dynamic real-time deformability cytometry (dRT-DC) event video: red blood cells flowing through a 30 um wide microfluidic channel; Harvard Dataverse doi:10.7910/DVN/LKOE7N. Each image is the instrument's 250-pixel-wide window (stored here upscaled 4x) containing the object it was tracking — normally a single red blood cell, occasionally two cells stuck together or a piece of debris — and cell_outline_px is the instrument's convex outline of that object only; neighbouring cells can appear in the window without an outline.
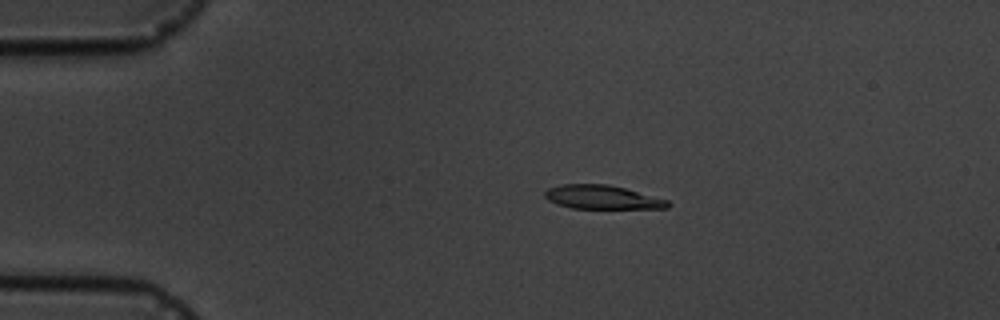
{"species": "common noctule bat (a hibernating species)", "species_latin": "Nyctalus noctula", "temperature_condition": "cold", "stored_images_in_passage": 4, "camera_frame_rate_fps": 3000, "um_per_image_px": 0.085, "animal": {"sex": "male", "body_mass_g": 19.5, "forearm_length_mm": 54.6}, "frame": {"image": 1, "passage_image": 2, "time_ms": 2.0, "image_size_px": [1000, 320], "cell_outline_px": [[672, 204], [668, 208], [572, 208], [556, 204], [548, 200], [544, 196], [544, 192], [548, 188], [560, 184], [608, 184], [624, 188], [668, 200]], "centroid_in_image_um": [51.16, 16.76], "position_along_channel_um": 33.8, "area_um2": 16.99}}
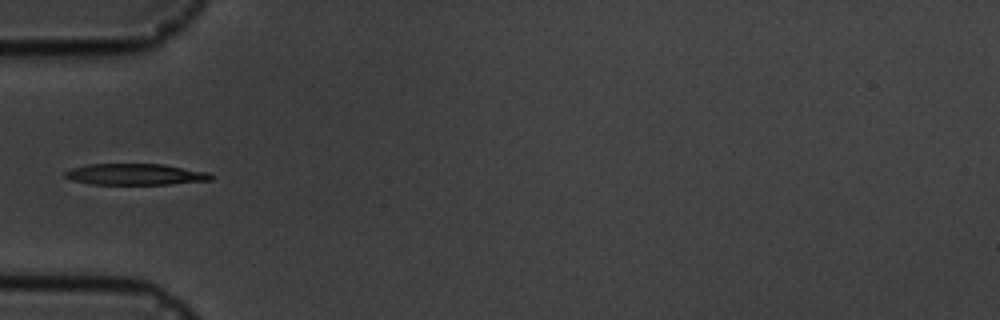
{"frame": {"image": 2, "passage_image": 4, "time_ms": 4.333, "image_size_px": [1000, 320], "cell_outline_px": [[212, 180], [168, 184], [92, 184], [72, 180], [64, 176], [64, 172], [72, 168], [88, 164], [164, 164], [208, 172], [212, 176]], "centroid_in_image_um": [11.5, 14.81], "position_along_channel_um": 73.5, "area_um2": 17.98}}